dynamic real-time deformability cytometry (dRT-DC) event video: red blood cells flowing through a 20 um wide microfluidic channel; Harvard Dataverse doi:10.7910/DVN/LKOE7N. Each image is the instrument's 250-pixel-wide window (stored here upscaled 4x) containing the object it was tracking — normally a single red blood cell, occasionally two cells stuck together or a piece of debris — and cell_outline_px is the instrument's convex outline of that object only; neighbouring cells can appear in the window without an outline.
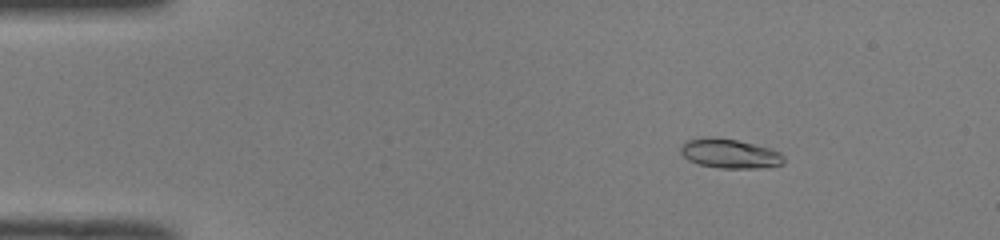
{"species": "common noctule bat (a hibernating species)", "species_latin": "Nyctalus noctula", "temperature_condition": "room temperature", "stored_images_in_passage": 44, "camera_frame_rate_fps": 3000, "um_per_image_px": 0.085, "animal": {"sex": "male", "body_mass_g": 19.0, "forearm_length_mm": 50.8}, "frame": {"image": 1, "passage_image": 1, "time_ms": 0.0, "image_size_px": [1000, 240], "cell_outline_px": [[784, 164], [760, 168], [720, 168], [696, 164], [688, 160], [680, 152], [680, 148], [688, 140], [704, 136], [716, 136], [736, 140], [768, 148], [780, 152], [784, 156]], "centroid_in_image_um": [62.0, 13.05], "position_along_channel_um": 23.0, "area_um2": 17.74}}
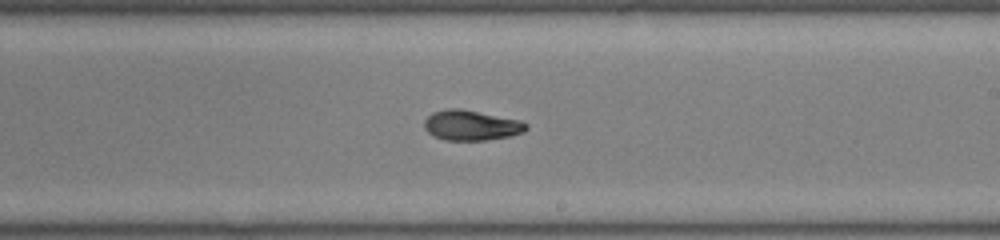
{"frame": {"image": 2, "passage_image": 24, "time_ms": 7.667, "image_size_px": [1000, 240], "cell_outline_px": [[528, 128], [524, 132], [508, 136], [484, 140], [444, 140], [428, 132], [424, 128], [424, 120], [432, 112], [448, 108], [460, 108], [520, 120], [528, 124]], "centroid_in_image_um": [40.05, 10.64], "position_along_channel_um": 249.0, "area_um2": 17.86}}
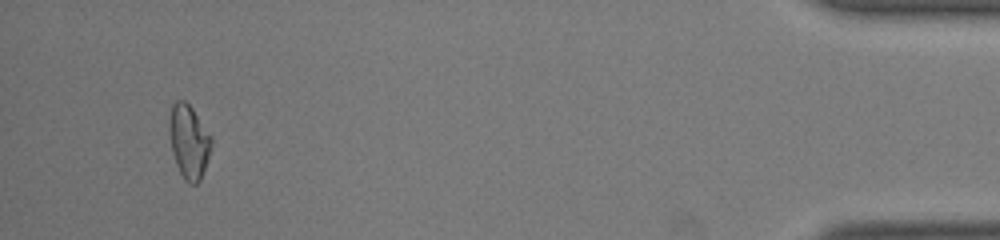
{"frame": {"image": 3, "passage_image": 42, "time_ms": 13.667, "image_size_px": [1000, 240], "cell_outline_px": [[212, 144], [200, 180], [196, 184], [188, 184], [184, 180], [176, 164], [172, 152], [168, 132], [168, 120], [172, 104], [176, 100], [184, 100], [192, 108], [212, 136]], "centroid_in_image_um": [16.03, 12.01], "position_along_channel_um": 419.2, "area_um2": 18.21}, "authors_computed_cell_mechanics": {"area_um2": 17.7157, "velocity_mm_per_s": 4.0303, "shape_relaxation_time_tau1_ms": 5.82, "shape_relaxation_time_tau2_ms": 3.6999, "deformation_change_tau1": 0.2065, "deformation_change_tau2": 0.0807}}